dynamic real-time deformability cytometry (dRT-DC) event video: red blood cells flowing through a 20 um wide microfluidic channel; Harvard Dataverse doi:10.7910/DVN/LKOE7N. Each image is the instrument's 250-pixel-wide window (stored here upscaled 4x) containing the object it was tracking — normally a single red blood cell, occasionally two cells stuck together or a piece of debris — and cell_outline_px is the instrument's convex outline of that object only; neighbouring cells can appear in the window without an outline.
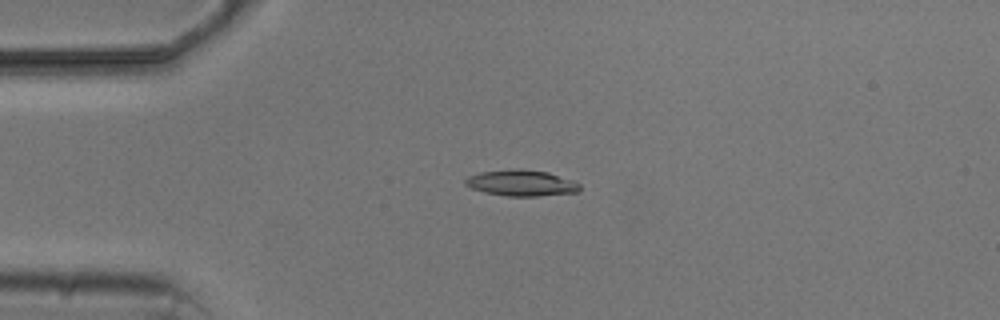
{"species": "common noctule bat (a hibernating species)", "species_latin": "Nyctalus noctula", "temperature_condition": "cold", "stored_images_in_passage": 3, "camera_frame_rate_fps": 3000, "um_per_image_px": 0.085, "animal": {"sex": "male", "body_mass_g": 20.5, "forearm_length_mm": 52.5}, "frame": {"image": 1, "passage_image": 1, "time_ms": 0.0, "image_size_px": [1000, 320], "cell_outline_px": [[580, 188], [576, 192], [536, 196], [508, 196], [484, 192], [472, 188], [464, 184], [464, 180], [468, 176], [480, 172], [548, 172], [572, 180], [580, 184]], "centroid_in_image_um": [44.32, 15.61], "position_along_channel_um": 40.7, "area_um2": 16.3}}